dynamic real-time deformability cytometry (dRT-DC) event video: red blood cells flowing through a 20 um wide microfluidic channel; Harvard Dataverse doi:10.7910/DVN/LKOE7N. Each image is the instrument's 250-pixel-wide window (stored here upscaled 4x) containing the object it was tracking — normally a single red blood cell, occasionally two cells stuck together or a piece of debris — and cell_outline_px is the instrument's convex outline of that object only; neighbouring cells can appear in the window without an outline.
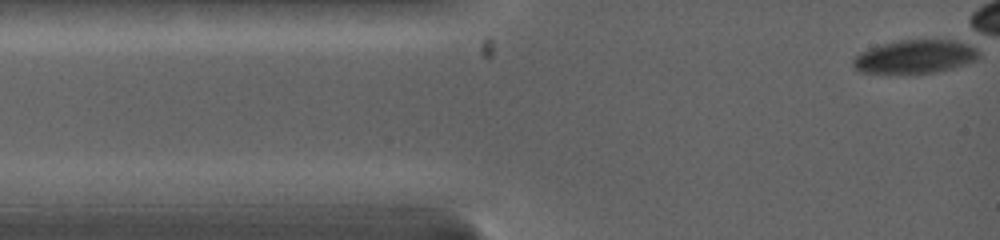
{"species": "common noctule bat (a hibernating species)", "species_latin": "Nyctalus noctula", "temperature_condition": "warm", "stored_images_in_passage": 37, "camera_frame_rate_fps": 5000, "um_per_image_px": 0.085, "animal": {"sex": "female", "body_mass_g": 19.0, "forearm_length_mm": 53.3}, "frame": {"image": 1, "passage_image": 1, "time_ms": 0.0, "image_size_px": [1000, 240], "cell_outline_px": [[976, 60], [952, 68], [936, 72], [916, 76], [888, 76], [860, 72], [852, 64], [852, 60], [856, 56], [872, 48], [884, 44], [904, 40], [948, 40], [972, 48], [976, 52]], "centroid_in_image_um": [77.65, 4.91], "position_along_channel_um": 7.4, "area_um2": 24.62}}
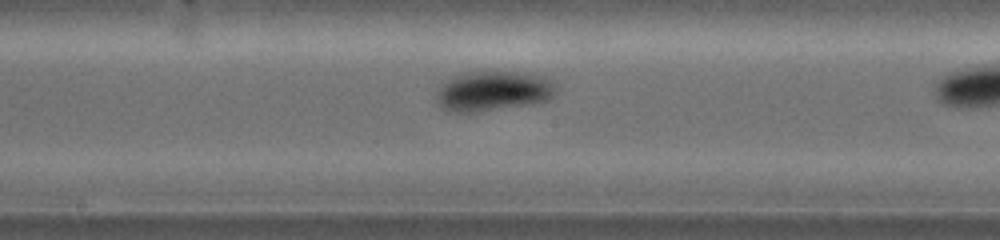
{"frame": {"image": 2, "passage_image": 18, "time_ms": 6.2, "image_size_px": [1000, 240], "cell_outline_px": [[556, 92], [548, 100], [536, 104], [472, 112], [456, 112], [440, 108], [436, 104], [436, 92], [440, 84], [464, 72], [524, 72], [544, 76], [552, 80], [556, 84]], "centroid_in_image_um": [41.93, 7.74], "position_along_channel_um": 206.3, "area_um2": 28.21}}
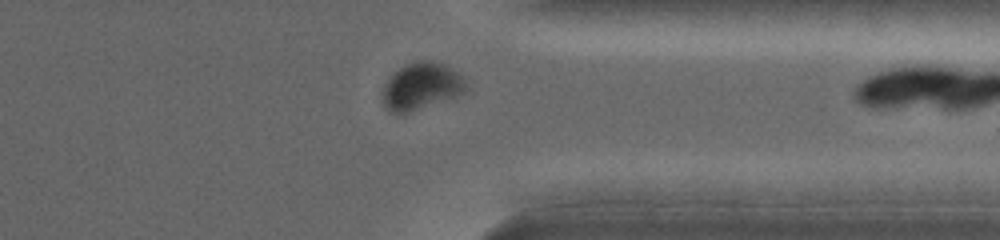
{"frame": {"image": 3, "passage_image": 36, "time_ms": 10.4, "image_size_px": [1000, 240], "cell_outline_px": [[468, 88], [464, 92], [456, 96], [408, 112], [388, 112], [384, 104], [384, 84], [404, 64], [420, 60], [428, 60], [444, 64], [456, 72], [464, 80]], "centroid_in_image_um": [35.82, 7.32], "position_along_channel_um": 375.6, "area_um2": 22.2}}